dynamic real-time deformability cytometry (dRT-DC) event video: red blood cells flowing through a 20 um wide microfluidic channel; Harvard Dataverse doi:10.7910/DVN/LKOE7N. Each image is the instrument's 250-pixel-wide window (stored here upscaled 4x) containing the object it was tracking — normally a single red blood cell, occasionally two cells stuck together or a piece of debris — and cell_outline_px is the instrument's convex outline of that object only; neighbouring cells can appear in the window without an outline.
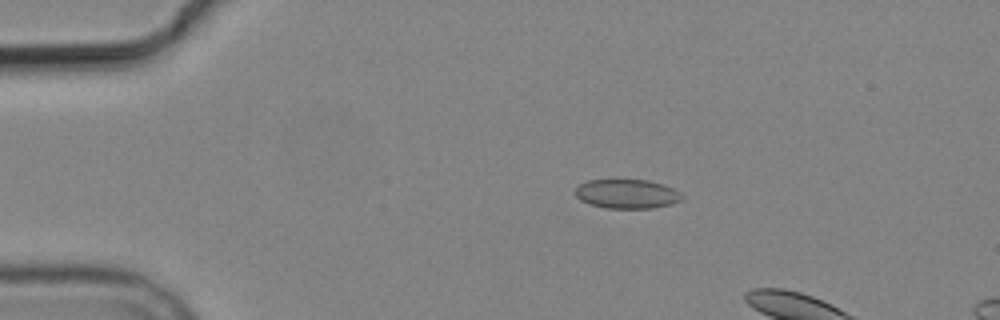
{"species": "common noctule bat (a hibernating species)", "species_latin": "Nyctalus noctula", "temperature_condition": "cold", "stored_images_in_passage": 4, "camera_frame_rate_fps": 3000, "um_per_image_px": 0.085, "animal": {"sex": "male", "body_mass_g": 19.2, "forearm_length_mm": 51.8}, "frame": {"image": 1, "passage_image": 2, "time_ms": 1.333, "image_size_px": [1000, 320], "cell_outline_px": [[684, 200], [672, 204], [652, 208], [608, 208], [588, 204], [580, 200], [572, 192], [580, 184], [588, 180], [648, 180], [664, 184], [680, 192]], "centroid_in_image_um": [53.29, 16.48], "position_along_channel_um": 31.7, "area_um2": 18.32}}